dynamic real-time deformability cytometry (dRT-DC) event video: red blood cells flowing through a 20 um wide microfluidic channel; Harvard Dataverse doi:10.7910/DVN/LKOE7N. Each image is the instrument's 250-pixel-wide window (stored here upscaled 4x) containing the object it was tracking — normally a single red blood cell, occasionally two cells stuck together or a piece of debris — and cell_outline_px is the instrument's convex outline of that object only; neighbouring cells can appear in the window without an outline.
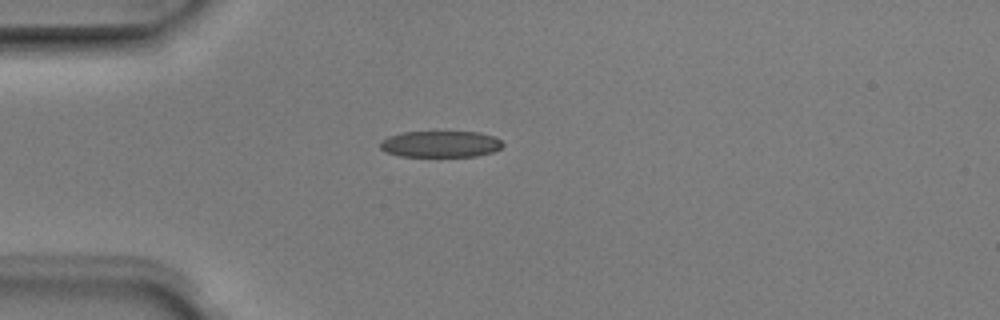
{"species": "Egyptian fruit bat (a non-hibernating species)", "species_latin": "Rousettus aegyptiacus", "temperature_condition": "room temperature", "stored_images_in_passage": 3, "camera_frame_rate_fps": 3000, "um_per_image_px": 0.085, "animal": {"sex": "male"}, "frame": {"image": 1, "passage_image": 3, "time_ms": 0.667, "image_size_px": [1000, 320], "cell_outline_px": [[504, 144], [500, 148], [492, 152], [476, 156], [400, 156], [384, 152], [380, 148], [380, 140], [388, 136], [400, 132], [480, 132], [496, 136]], "centroid_in_image_um": [37.42, 12.24], "position_along_channel_um": 47.6, "area_um2": 19.02}}